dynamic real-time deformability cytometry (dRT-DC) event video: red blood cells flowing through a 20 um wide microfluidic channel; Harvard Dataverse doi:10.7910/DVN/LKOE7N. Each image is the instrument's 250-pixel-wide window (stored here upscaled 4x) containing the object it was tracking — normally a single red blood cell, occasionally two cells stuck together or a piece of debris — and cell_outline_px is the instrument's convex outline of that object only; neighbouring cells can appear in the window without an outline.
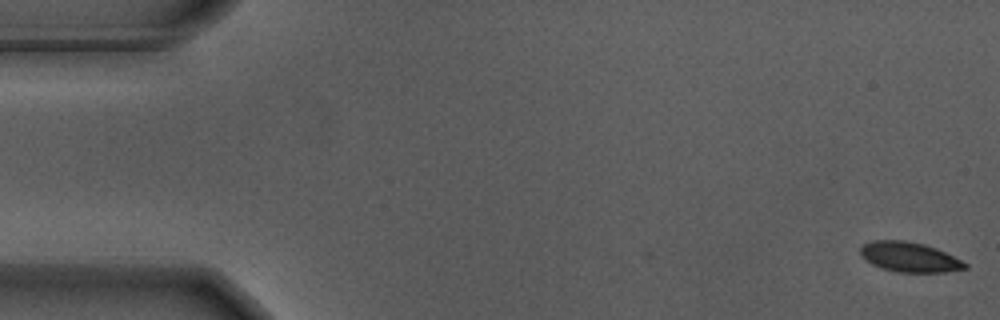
{"species": "Egyptian fruit bat (a non-hibernating species)", "species_latin": "Rousettus aegyptiacus", "temperature_condition": "warm", "stored_images_in_passage": 49, "camera_frame_rate_fps": 3000, "um_per_image_px": 0.085, "animal": {"sex": "male"}, "frame": {"image": 1, "passage_image": 1, "time_ms": 0.0, "image_size_px": [1000, 320], "cell_outline_px": [[968, 268], [944, 272], [896, 272], [880, 268], [864, 260], [860, 256], [860, 248], [864, 244], [872, 240], [904, 240], [924, 244], [936, 248], [968, 264]], "centroid_in_image_um": [77.25, 21.85], "position_along_channel_um": 7.7, "area_um2": 18.26}}
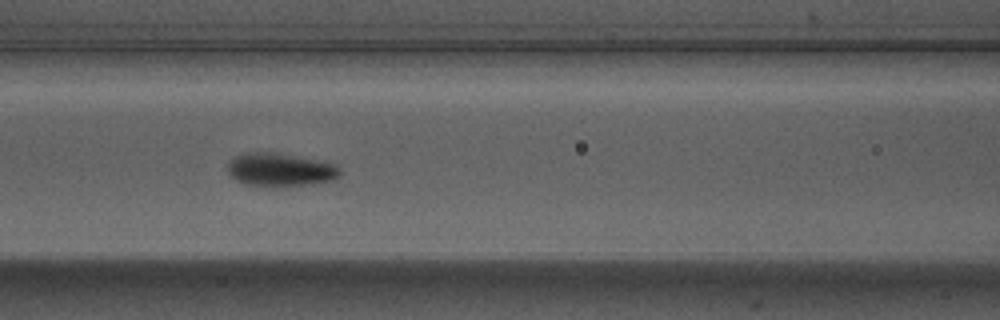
{"frame": {"image": 2, "passage_image": 24, "time_ms": 7.667, "image_size_px": [1000, 320], "cell_outline_px": [[340, 176], [336, 180], [280, 188], [276, 188], [244, 184], [236, 180], [228, 172], [228, 160], [244, 152], [272, 152], [300, 156], [336, 164], [340, 168]], "centroid_in_image_um": [23.83, 14.44], "position_along_channel_um": 142.8, "area_um2": 22.37}}
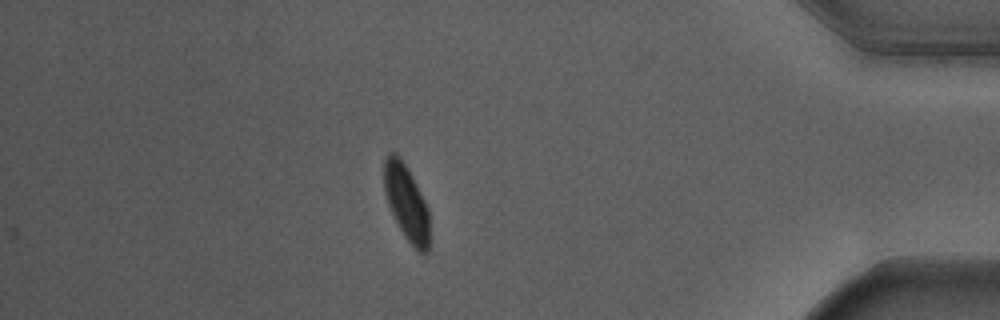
{"frame": {"image": 3, "passage_image": 49, "time_ms": 16.0, "image_size_px": [1000, 320], "cell_outline_px": [[428, 252], [420, 252], [404, 236], [388, 204], [384, 192], [384, 160], [388, 152], [396, 152], [404, 164], [424, 200], [428, 208]], "centroid_in_image_um": [34.51, 17.19], "position_along_channel_um": 400.7, "area_um2": 19.31}, "authors_computed_cell_mechanics": {"area_um2": 20.2878, "velocity_mm_per_s": 3.6294, "shape_relaxation_time_tau1_ms": 1.5036, "shape_relaxation_time_tau2_ms": null, "deformation_change_tau1": 0.1374, "deformation_change_tau2": null}}